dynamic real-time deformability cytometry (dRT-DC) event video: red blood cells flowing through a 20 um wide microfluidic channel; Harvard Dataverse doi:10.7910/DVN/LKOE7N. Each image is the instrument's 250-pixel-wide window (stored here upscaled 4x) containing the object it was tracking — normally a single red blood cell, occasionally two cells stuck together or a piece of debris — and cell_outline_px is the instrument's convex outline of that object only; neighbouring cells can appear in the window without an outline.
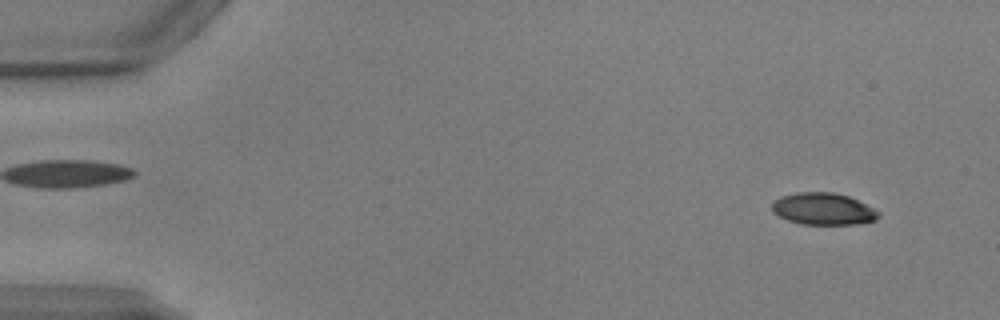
{"species": "common noctule bat (a hibernating species)", "species_latin": "Nyctalus noctula", "temperature_condition": "warm", "stored_images_in_passage": 52, "camera_frame_rate_fps": 3000, "um_per_image_px": 0.085, "animal": {"sex": "male", "body_mass_g": 17.9, "forearm_length_mm": 54.2}, "frame": {"image": 1, "passage_image": 4, "time_ms": 1.0, "image_size_px": [1000, 320], "cell_outline_px": [[880, 216], [876, 220], [856, 224], [800, 224], [776, 216], [772, 212], [772, 204], [780, 196], [796, 192], [832, 192], [848, 196], [880, 212]], "centroid_in_image_um": [69.94, 17.76], "position_along_channel_um": 15.1, "area_um2": 19.83}}
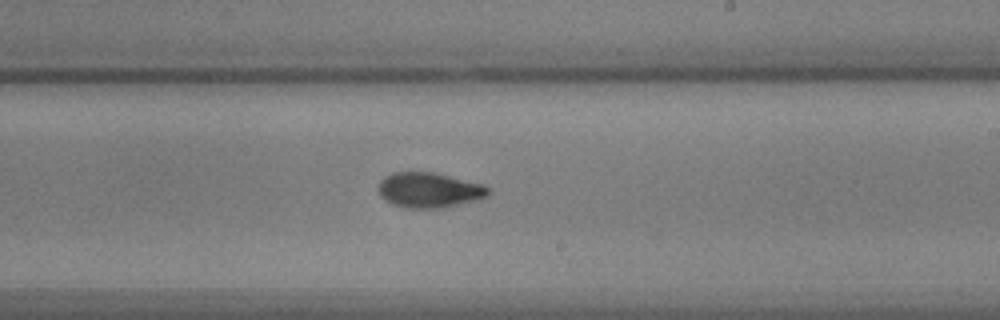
{"frame": {"image": 2, "passage_image": 31, "time_ms": 10.0, "image_size_px": [1000, 320], "cell_outline_px": [[492, 192], [488, 196], [440, 208], [408, 208], [392, 204], [384, 200], [380, 196], [380, 180], [384, 176], [392, 172], [432, 172], [484, 184], [492, 188]], "centroid_in_image_um": [36.49, 16.14], "position_along_channel_um": 252.5, "area_um2": 22.43}}
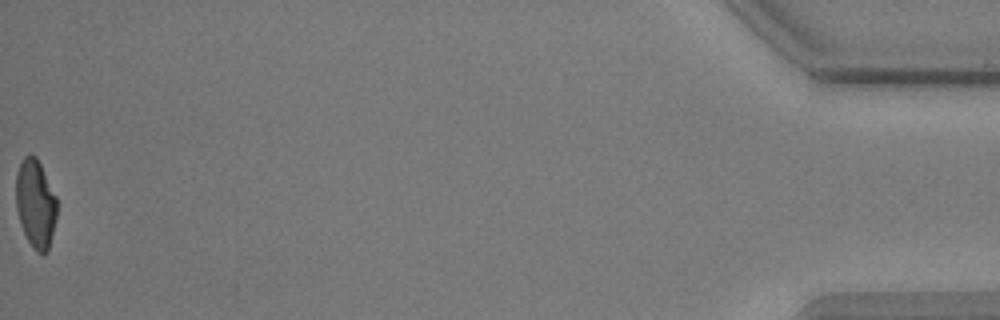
{"frame": {"image": 3, "passage_image": 52, "time_ms": 17.0, "image_size_px": [1000, 320], "cell_outline_px": [[56, 220], [48, 252], [44, 256], [36, 252], [28, 240], [20, 224], [16, 208], [16, 172], [24, 156], [36, 156], [56, 196]], "centroid_in_image_um": [3.02, 17.36], "position_along_channel_um": 432.2, "area_um2": 21.1}, "authors_computed_cell_mechanics": {"area_um2": 21.9351, "velocity_mm_per_s": 3.9106, "shape_relaxation_time_tau1_ms": 4.6405, "shape_relaxation_time_tau2_ms": 1.7995, "deformation_change_tau1": 0.174, "deformation_change_tau2": 0.0839}}